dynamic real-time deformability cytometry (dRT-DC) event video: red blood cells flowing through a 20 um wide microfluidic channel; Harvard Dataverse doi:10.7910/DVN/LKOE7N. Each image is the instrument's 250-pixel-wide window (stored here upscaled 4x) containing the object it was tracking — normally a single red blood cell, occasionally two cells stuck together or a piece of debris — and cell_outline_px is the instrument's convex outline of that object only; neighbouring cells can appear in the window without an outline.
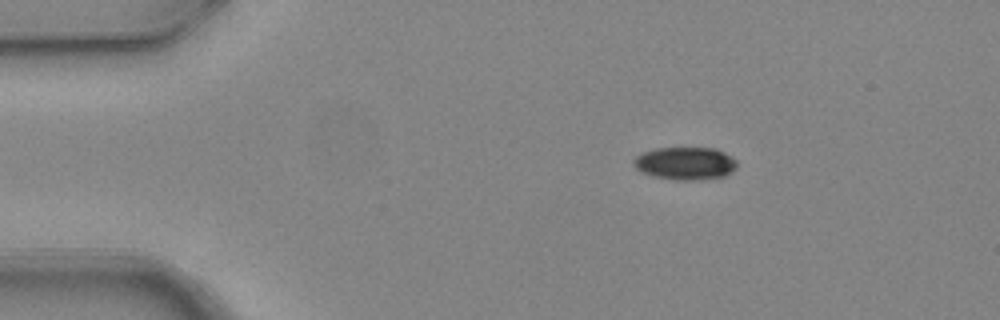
{"species": "common noctule bat (a hibernating species)", "species_latin": "Nyctalus noctula", "temperature_condition": "warm", "stored_images_in_passage": 4, "camera_frame_rate_fps": 3000, "um_per_image_px": 0.085, "animal": {"sex": "female", "body_mass_g": 24.6, "forearm_length_mm": 56.2}, "frame": {"image": 1, "passage_image": 2, "time_ms": 0.333, "image_size_px": [1000, 320], "cell_outline_px": [[736, 168], [732, 172], [724, 176], [692, 180], [676, 180], [652, 176], [640, 172], [632, 164], [632, 160], [636, 156], [644, 152], [656, 148], [716, 148], [724, 152], [736, 160]], "centroid_in_image_um": [58.22, 13.88], "position_along_channel_um": 26.8, "area_um2": 19.77}}
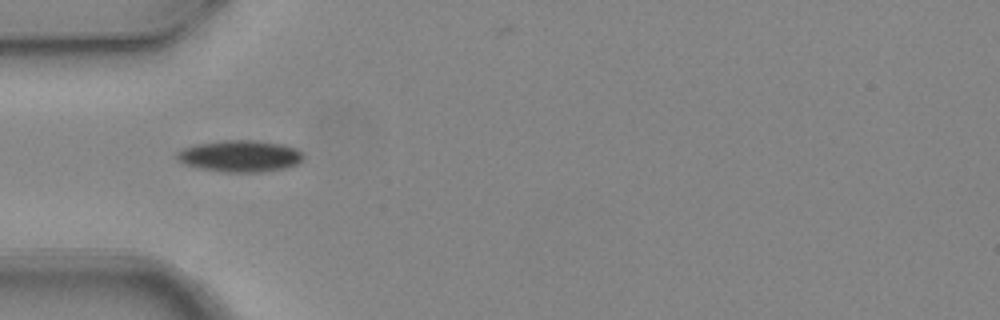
{"frame": {"image": 2, "passage_image": 4, "time_ms": 1.0, "image_size_px": [1000, 320], "cell_outline_px": [[304, 160], [300, 164], [288, 168], [260, 172], [224, 172], [200, 168], [184, 164], [176, 160], [176, 152], [184, 148], [196, 144], [224, 140], [256, 140], [284, 144], [296, 148], [304, 152]], "centroid_in_image_um": [20.46, 13.27], "position_along_channel_um": 64.5, "area_um2": 23.76}}